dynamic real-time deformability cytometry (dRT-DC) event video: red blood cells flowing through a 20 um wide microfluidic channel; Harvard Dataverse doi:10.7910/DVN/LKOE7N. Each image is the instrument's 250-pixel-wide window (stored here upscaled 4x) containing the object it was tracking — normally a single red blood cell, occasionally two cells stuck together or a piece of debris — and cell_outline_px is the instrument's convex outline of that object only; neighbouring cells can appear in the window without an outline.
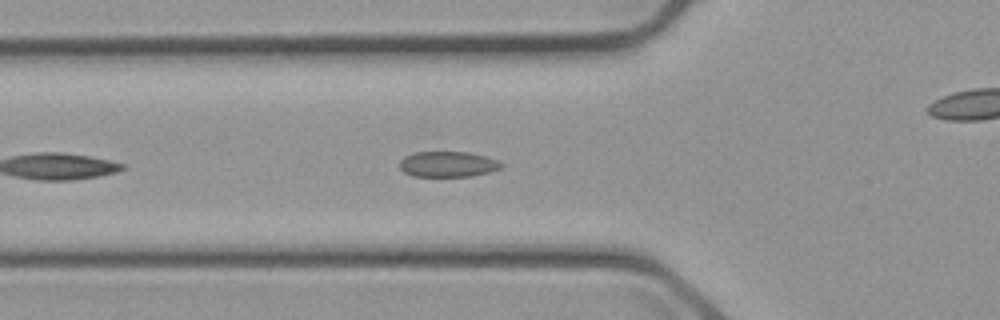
{"species": "common noctule bat (a hibernating species)", "species_latin": "Nyctalus noctula", "temperature_condition": "cold", "stored_images_in_passage": 13, "camera_frame_rate_fps": 3000, "um_per_image_px": 0.085, "animal": {"sex": "male", "body_mass_g": 23.1, "forearm_length_mm": 52.7}, "frame": {"image": 1, "passage_image": 6, "time_ms": 1.667, "image_size_px": [1000, 320], "cell_outline_px": [[504, 164], [500, 168], [488, 172], [472, 176], [412, 176], [404, 172], [400, 168], [400, 160], [404, 156], [416, 152], [468, 152], [484, 156], [496, 160]], "centroid_in_image_um": [38.04, 13.95], "position_along_channel_um": 87.8, "area_um2": 15.03}}